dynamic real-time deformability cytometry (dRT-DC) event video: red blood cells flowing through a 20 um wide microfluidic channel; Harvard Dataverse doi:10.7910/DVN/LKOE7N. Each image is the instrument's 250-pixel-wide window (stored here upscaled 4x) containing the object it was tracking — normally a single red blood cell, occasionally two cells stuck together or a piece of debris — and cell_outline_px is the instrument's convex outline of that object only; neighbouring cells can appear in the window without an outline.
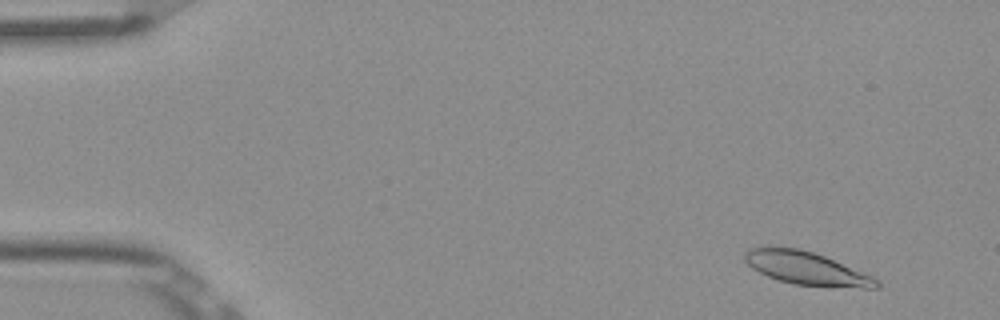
{"species": "Egyptian fruit bat (a non-hibernating species)", "species_latin": "Rousettus aegyptiacus", "temperature_condition": "room temperature", "stored_images_in_passage": 53, "camera_frame_rate_fps": 3000, "um_per_image_px": 0.085, "frame": {"image": 1, "passage_image": 4, "time_ms": 1.0, "image_size_px": [1000, 320], "cell_outline_px": [[880, 288], [864, 288], [796, 284], [780, 280], [768, 276], [752, 268], [744, 260], [744, 252], [752, 248], [764, 244], [796, 248], [812, 252], [824, 256], [872, 276], [880, 280]], "centroid_in_image_um": [68.5, 22.77], "position_along_channel_um": 16.5, "area_um2": 25.32}}
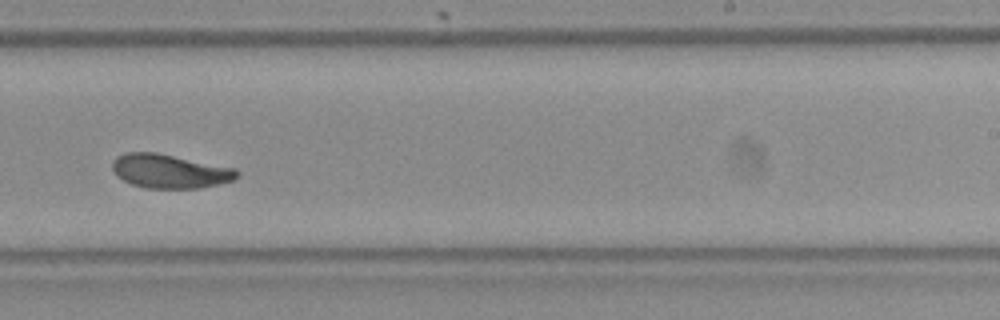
{"frame": {"image": 2, "passage_image": 33, "time_ms": 10.667, "image_size_px": [1000, 320], "cell_outline_px": [[240, 176], [236, 180], [200, 188], [148, 188], [132, 184], [116, 176], [112, 168], [112, 160], [116, 156], [124, 152], [156, 152], [236, 168], [240, 172]], "centroid_in_image_um": [14.45, 14.54], "position_along_channel_um": 274.6, "area_um2": 24.91}}
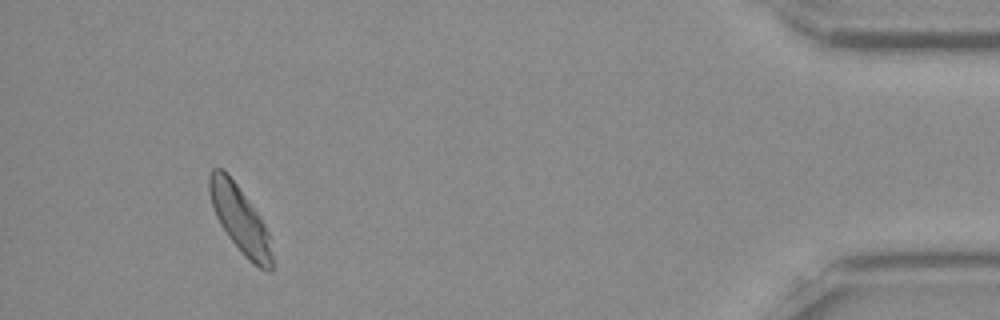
{"frame": {"image": 3, "passage_image": 49, "time_ms": 16.0, "image_size_px": [1000, 320], "cell_outline_px": [[272, 272], [260, 268], [248, 260], [244, 256], [228, 236], [220, 224], [216, 216], [208, 192], [208, 176], [212, 168], [220, 168], [236, 184], [260, 216], [268, 232], [272, 256]], "centroid_in_image_um": [20.38, 18.66], "position_along_channel_um": 414.8, "area_um2": 23.93}}